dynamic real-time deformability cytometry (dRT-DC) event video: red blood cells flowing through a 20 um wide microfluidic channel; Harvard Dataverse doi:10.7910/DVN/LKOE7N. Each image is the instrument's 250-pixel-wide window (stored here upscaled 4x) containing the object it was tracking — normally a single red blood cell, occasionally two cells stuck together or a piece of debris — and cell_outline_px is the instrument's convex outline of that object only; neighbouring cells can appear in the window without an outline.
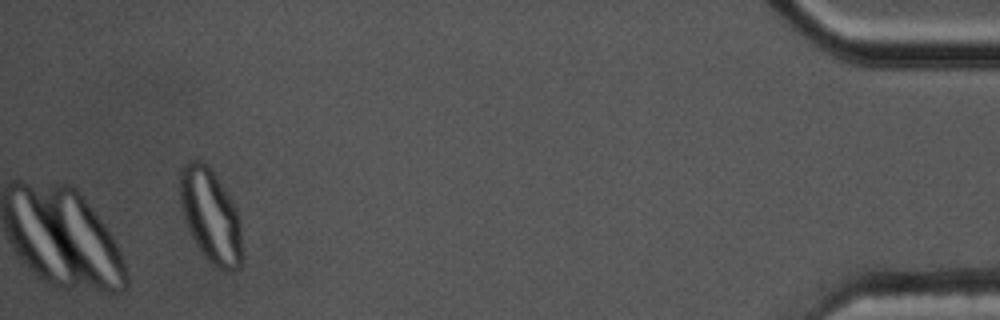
{"species": "common noctule bat (a hibernating species)", "species_latin": "Nyctalus noctula", "temperature_condition": "cold", "stored_images_in_passage": 46, "camera_frame_rate_fps": 3000, "um_per_image_px": 0.085, "animal": {"sex": "male", "body_mass_g": 17.5, "forearm_length_mm": 52.3}, "frame": {"image": 1, "passage_image": 46, "time_ms": 15.0, "image_size_px": [1000, 320], "cell_outline_px": [[240, 268], [232, 272], [224, 272], [216, 268], [204, 256], [196, 244], [184, 220], [180, 200], [180, 168], [188, 160], [200, 160], [212, 172], [228, 196], [240, 220]], "centroid_in_image_um": [17.86, 18.38], "position_along_channel_um": 417.3, "area_um2": 33.23}, "authors_computed_cell_mechanics": {"area_um2": 20.9525, "velocity_mm_per_s": 3.4458, "shape_relaxation_time_tau1_ms": 4.352, "shape_relaxation_time_tau2_ms": null, "deformation_change_tau1": 0.0994, "deformation_change_tau2": null}}